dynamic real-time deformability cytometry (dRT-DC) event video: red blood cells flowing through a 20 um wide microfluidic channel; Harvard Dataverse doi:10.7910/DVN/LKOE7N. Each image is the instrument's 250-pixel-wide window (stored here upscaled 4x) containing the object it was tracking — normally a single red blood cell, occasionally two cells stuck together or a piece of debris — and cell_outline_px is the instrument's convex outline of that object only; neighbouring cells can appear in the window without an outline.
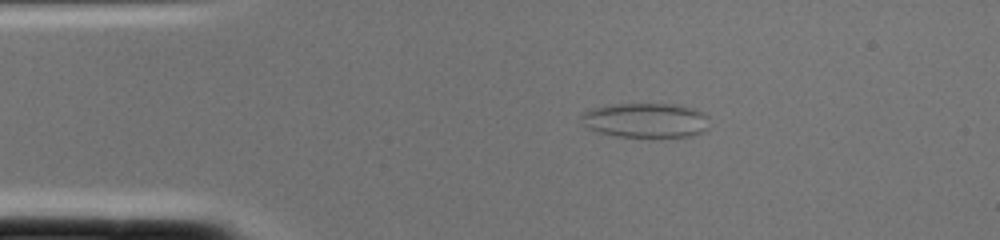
{"species": "common noctule bat (a hibernating species)", "species_latin": "Nyctalus noctula", "temperature_condition": "cold", "stored_images_in_passage": 1, "camera_frame_rate_fps": 3000, "um_per_image_px": 0.085, "animal": {"sex": "female", "body_mass_g": 22.0, "forearm_length_mm": 56.7}, "frame": {"image": 1, "passage_image": 1, "time_ms": 0.0, "image_size_px": [1000, 240], "cell_outline_px": [[708, 128], [704, 132], [692, 136], [616, 136], [600, 132], [588, 128], [584, 124], [580, 116], [584, 112], [592, 108], [612, 104], [676, 104], [692, 108], [704, 112], [708, 116]], "centroid_in_image_um": [54.92, 10.21], "position_along_channel_um": 30.1, "area_um2": 25.78}}